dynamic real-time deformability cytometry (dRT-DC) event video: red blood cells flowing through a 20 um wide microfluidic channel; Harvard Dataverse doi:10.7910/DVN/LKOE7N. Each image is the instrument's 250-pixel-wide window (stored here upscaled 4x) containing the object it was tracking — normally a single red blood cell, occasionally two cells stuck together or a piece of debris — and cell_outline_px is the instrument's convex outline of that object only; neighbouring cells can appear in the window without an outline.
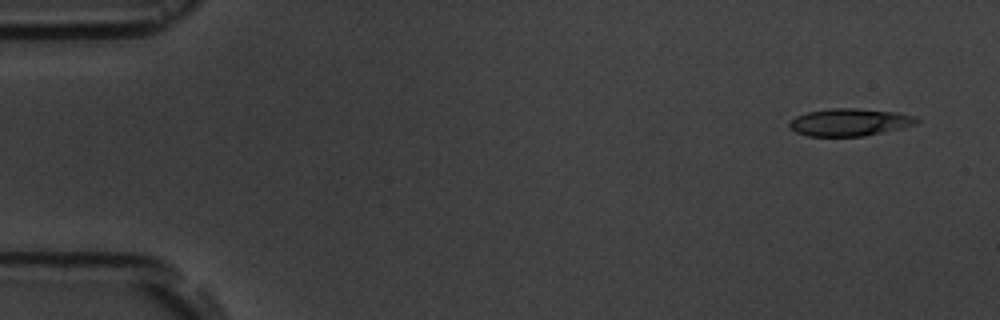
{"species": "common noctule bat (a hibernating species)", "species_latin": "Nyctalus noctula", "temperature_condition": "room temperature", "stored_images_in_passage": 9, "camera_frame_rate_fps": 3000, "um_per_image_px": 0.085, "animal": {"sex": "male", "body_mass_g": 19.5, "forearm_length_mm": 54.6}, "frame": {"image": 1, "passage_image": 1, "time_ms": 0.0, "image_size_px": [1000, 320], "cell_outline_px": [[920, 120], [916, 124], [900, 128], [864, 136], [808, 136], [796, 132], [788, 124], [796, 116], [808, 112], [832, 108], [856, 108], [896, 112], [916, 116]], "centroid_in_image_um": [72.24, 10.38], "position_along_channel_um": 12.8, "area_um2": 20.17}}
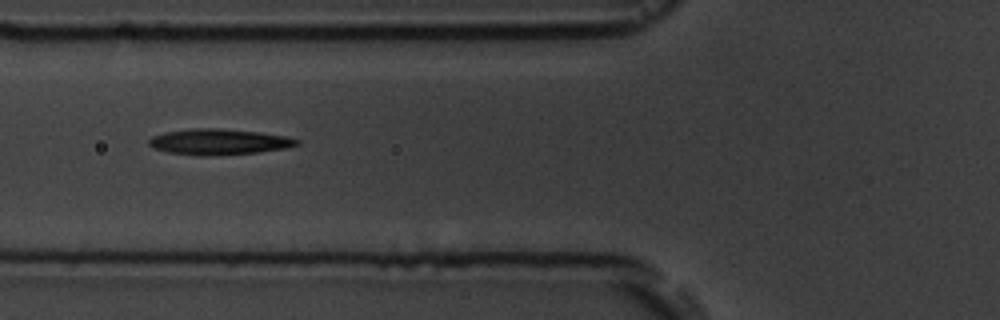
{"frame": {"image": 2, "passage_image": 6, "time_ms": 6.0, "image_size_px": [1000, 320], "cell_outline_px": [[300, 144], [284, 148], [260, 152], [204, 156], [200, 156], [168, 152], [156, 148], [148, 144], [148, 140], [152, 136], [164, 132], [192, 128], [220, 128], [260, 132], [288, 136], [300, 140]], "centroid_in_image_um": [18.62, 12.04], "position_along_channel_um": 107.2, "area_um2": 22.31}}
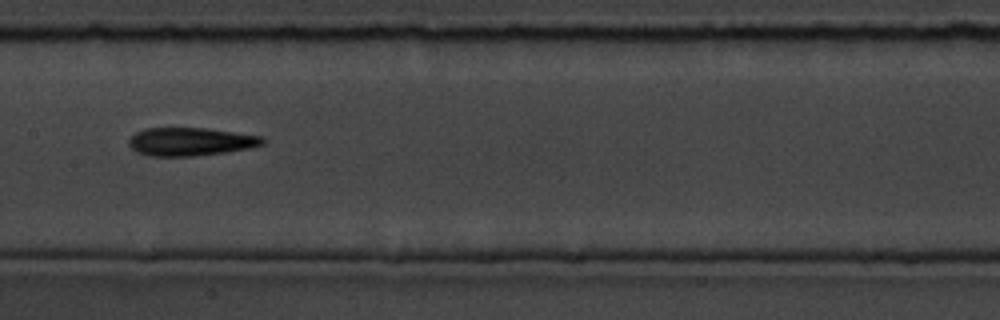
{"frame": {"image": 3, "passage_image": 8, "time_ms": 8.333, "image_size_px": [1000, 320], "cell_outline_px": [[264, 144], [252, 148], [228, 152], [192, 156], [148, 156], [136, 152], [128, 144], [128, 140], [136, 132], [144, 128], [208, 128], [264, 136]], "centroid_in_image_um": [16.22, 12.04], "position_along_channel_um": 191.2, "area_um2": 22.25}}